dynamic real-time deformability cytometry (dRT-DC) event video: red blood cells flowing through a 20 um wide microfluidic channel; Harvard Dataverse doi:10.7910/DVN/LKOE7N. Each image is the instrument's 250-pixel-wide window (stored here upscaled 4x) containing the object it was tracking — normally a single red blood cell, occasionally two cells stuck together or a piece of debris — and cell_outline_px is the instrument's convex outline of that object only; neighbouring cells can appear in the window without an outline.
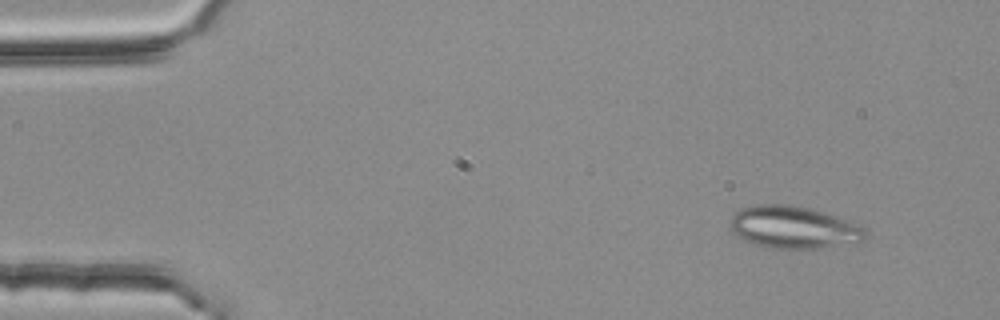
{"species": "common noctule bat (a hibernating species)", "species_latin": "Nyctalus noctula", "temperature_condition": "room temperature", "stored_images_in_passage": 3, "camera_frame_rate_fps": 3000, "um_per_image_px": 0.085, "animal": {"sex": "female", "body_mass_g": 25.1}, "frame": {"image": 1, "passage_image": 1, "time_ms": 0.0, "image_size_px": [1000, 320], "cell_outline_px": [[868, 236], [864, 240], [856, 244], [812, 248], [772, 248], [756, 244], [736, 236], [732, 232], [728, 224], [732, 216], [740, 208], [756, 204], [788, 204], [808, 208], [836, 216], [864, 228], [868, 232]], "centroid_in_image_um": [67.45, 19.32], "position_along_channel_um": 17.6, "area_um2": 33.41}}